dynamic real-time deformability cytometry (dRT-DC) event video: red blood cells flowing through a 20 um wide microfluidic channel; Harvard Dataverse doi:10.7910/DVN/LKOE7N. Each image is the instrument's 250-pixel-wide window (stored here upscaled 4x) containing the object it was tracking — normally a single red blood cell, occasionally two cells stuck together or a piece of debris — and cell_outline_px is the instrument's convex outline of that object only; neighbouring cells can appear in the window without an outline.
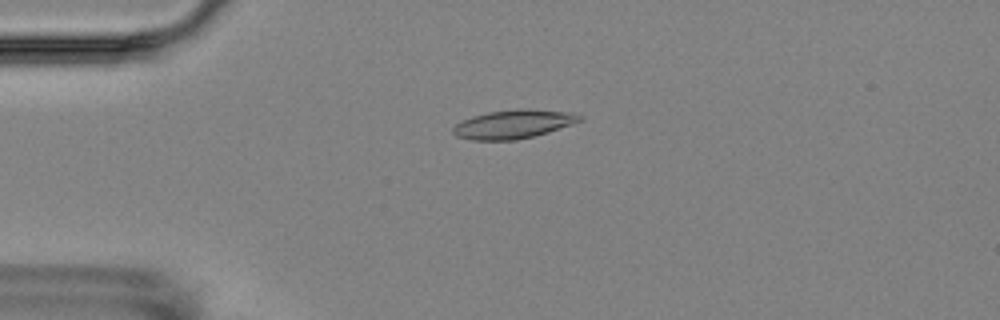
{"species": "Egyptian fruit bat (a non-hibernating species)", "species_latin": "Rousettus aegyptiacus", "temperature_condition": "room temperature", "stored_images_in_passage": 6, "camera_frame_rate_fps": 3000, "um_per_image_px": 0.085, "animal": {"sex": "female"}, "frame": {"image": 1, "passage_image": 4, "time_ms": 3.333, "image_size_px": [1000, 320], "cell_outline_px": [[580, 120], [572, 124], [548, 132], [516, 140], [472, 140], [456, 136], [452, 132], [452, 128], [456, 124], [472, 116], [488, 112], [516, 108], [528, 108], [568, 112], [580, 116]], "centroid_in_image_um": [43.59, 10.55], "position_along_channel_um": 41.4, "area_um2": 21.04}}